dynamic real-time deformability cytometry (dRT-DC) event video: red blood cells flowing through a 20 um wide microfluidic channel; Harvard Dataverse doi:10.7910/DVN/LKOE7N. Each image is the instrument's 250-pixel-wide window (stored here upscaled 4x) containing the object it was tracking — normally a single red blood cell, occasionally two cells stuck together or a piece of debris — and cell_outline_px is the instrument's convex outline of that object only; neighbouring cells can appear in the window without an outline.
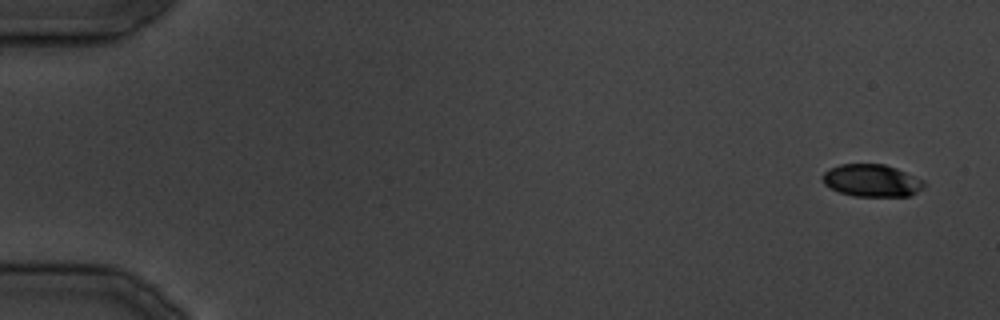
{"species": "common noctule bat (a hibernating species)", "species_latin": "Nyctalus noctula", "temperature_condition": "cold", "stored_images_in_passage": 11, "camera_frame_rate_fps": 3000, "um_per_image_px": 0.085, "animal": {"sex": "male", "body_mass_g": 19.5, "forearm_length_mm": 54.6}, "frame": {"image": 1, "passage_image": 1, "time_ms": 0.0, "image_size_px": [1000, 320], "cell_outline_px": [[924, 188], [908, 196], [852, 196], [840, 192], [824, 184], [820, 176], [824, 172], [840, 164], [884, 164], [896, 168], [924, 180]], "centroid_in_image_um": [74.09, 15.34], "position_along_channel_um": 10.9, "area_um2": 19.07}}
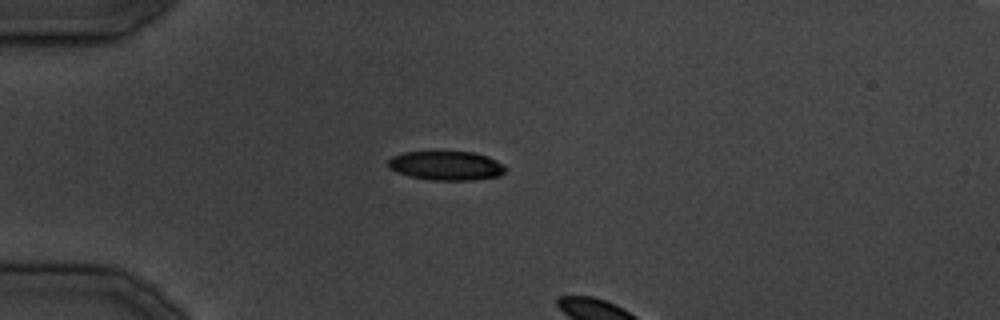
{"frame": {"image": 2, "passage_image": 9, "time_ms": 10.0, "image_size_px": [1000, 320], "cell_outline_px": [[508, 168], [500, 176], [472, 180], [428, 180], [408, 176], [396, 172], [388, 168], [388, 160], [392, 156], [404, 152], [472, 152], [488, 156], [504, 164]], "centroid_in_image_um": [37.93, 14.09], "position_along_channel_um": 47.1, "area_um2": 20.11}}